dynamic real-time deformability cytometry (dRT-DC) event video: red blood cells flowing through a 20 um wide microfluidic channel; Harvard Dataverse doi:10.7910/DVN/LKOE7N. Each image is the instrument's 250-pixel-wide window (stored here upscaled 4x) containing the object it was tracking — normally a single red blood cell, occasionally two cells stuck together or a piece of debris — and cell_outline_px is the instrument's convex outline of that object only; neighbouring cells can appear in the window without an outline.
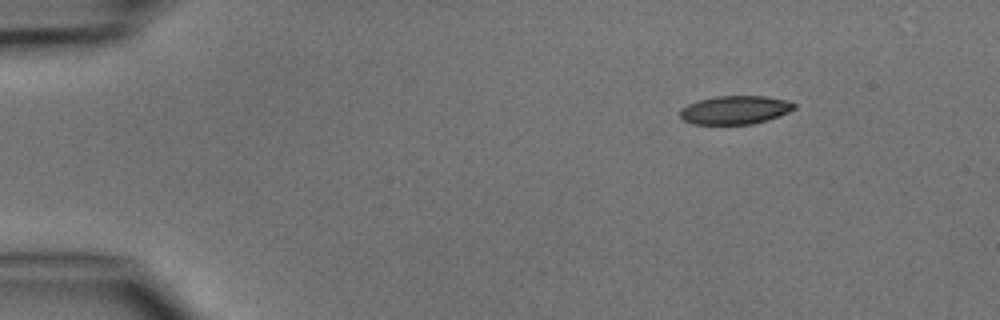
{"species": "common noctule bat (a hibernating species)", "species_latin": "Nyctalus noctula", "temperature_condition": "cold", "stored_images_in_passage": 4, "camera_frame_rate_fps": 3000, "um_per_image_px": 0.085, "animal": {"sex": "male", "body_mass_g": 15.6}, "frame": {"image": 1, "passage_image": 1, "time_ms": 0.0, "image_size_px": [1000, 320], "cell_outline_px": [[796, 108], [788, 112], [752, 124], [692, 124], [684, 120], [680, 116], [680, 108], [688, 104], [700, 100], [716, 96], [764, 96], [788, 100], [796, 104]], "centroid_in_image_um": [62.46, 9.34], "position_along_channel_um": 22.5, "area_um2": 18.79}}
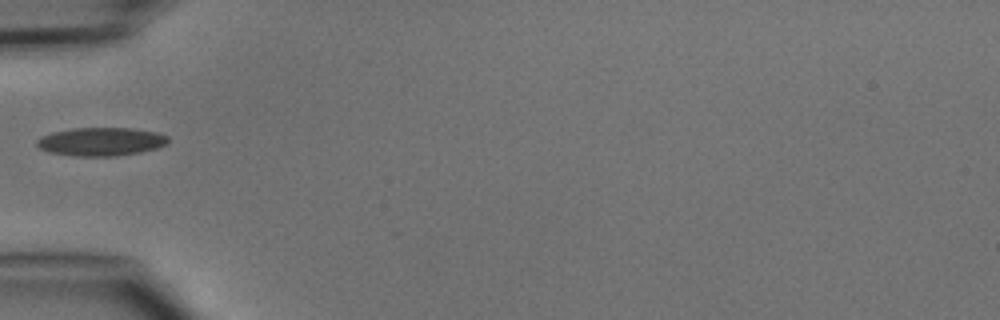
{"frame": {"image": 2, "passage_image": 4, "time_ms": 3.333, "image_size_px": [1000, 320], "cell_outline_px": [[168, 144], [156, 148], [140, 152], [116, 156], [76, 156], [48, 152], [40, 148], [36, 144], [36, 140], [40, 136], [52, 132], [72, 128], [128, 128], [156, 132], [168, 136]], "centroid_in_image_um": [8.56, 12.04], "position_along_channel_um": 76.4, "area_um2": 21.73}}